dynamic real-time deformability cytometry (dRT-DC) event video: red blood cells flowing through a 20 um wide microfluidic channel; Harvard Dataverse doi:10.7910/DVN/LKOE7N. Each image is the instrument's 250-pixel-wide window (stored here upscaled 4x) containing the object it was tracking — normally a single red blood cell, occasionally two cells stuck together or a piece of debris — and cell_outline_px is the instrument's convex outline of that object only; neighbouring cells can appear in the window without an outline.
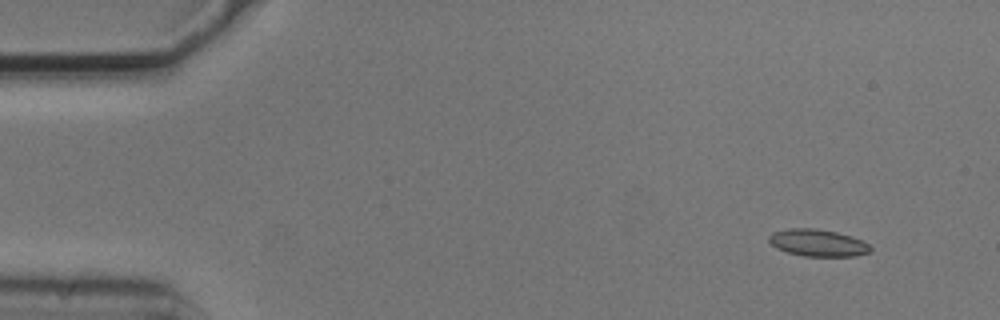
{"species": "common noctule bat (a hibernating species)", "species_latin": "Nyctalus noctula", "temperature_condition": "cold", "stored_images_in_passage": 3, "camera_frame_rate_fps": 3000, "um_per_image_px": 0.085, "animal": {"sex": "male", "body_mass_g": 20.5, "forearm_length_mm": 52.5}, "frame": {"image": 1, "passage_image": 1, "time_ms": 0.0, "image_size_px": [1000, 320], "cell_outline_px": [[872, 248], [868, 252], [856, 256], [804, 256], [788, 252], [776, 248], [768, 240], [768, 236], [772, 232], [788, 228], [816, 228], [836, 232], [852, 236], [868, 244]], "centroid_in_image_um": [69.48, 20.63], "position_along_channel_um": 15.5, "area_um2": 15.95}}